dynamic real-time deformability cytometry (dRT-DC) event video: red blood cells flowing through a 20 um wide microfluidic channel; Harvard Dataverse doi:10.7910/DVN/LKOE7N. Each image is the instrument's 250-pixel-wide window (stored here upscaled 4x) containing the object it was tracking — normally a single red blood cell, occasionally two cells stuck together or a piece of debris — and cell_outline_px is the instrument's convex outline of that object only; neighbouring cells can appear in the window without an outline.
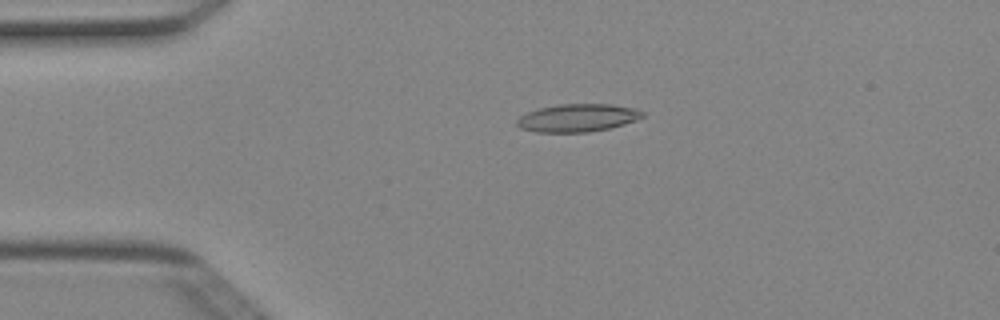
{"species": "Egyptian fruit bat (a non-hibernating species)", "species_latin": "Rousettus aegyptiacus", "temperature_condition": "cold", "stored_images_in_passage": 50, "camera_frame_rate_fps": 3000, "um_per_image_px": 0.085, "animal": {"sex": "female"}, "frame": {"image": 1, "passage_image": 11, "time_ms": 3.333, "image_size_px": [1000, 320], "cell_outline_px": [[644, 116], [636, 120], [624, 124], [608, 128], [588, 132], [536, 132], [520, 128], [516, 124], [516, 120], [520, 116], [528, 112], [540, 108], [560, 104], [612, 104], [636, 108], [644, 112]], "centroid_in_image_um": [49.1, 10.01], "position_along_channel_um": 35.9, "area_um2": 20.35}}
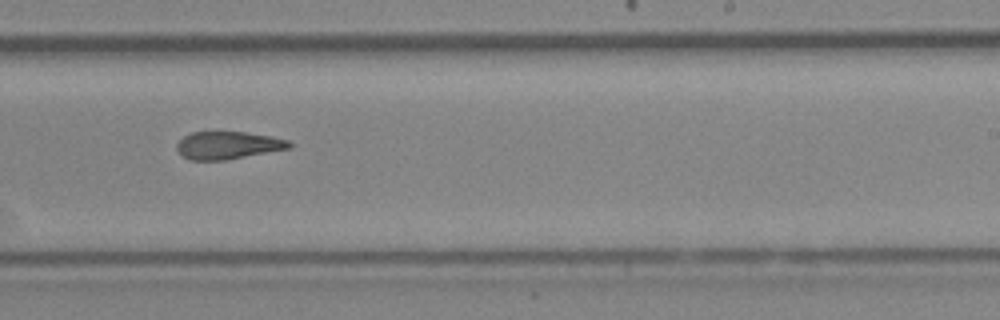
{"frame": {"image": 2, "passage_image": 31, "time_ms": 10.0, "image_size_px": [1000, 320], "cell_outline_px": [[292, 148], [228, 160], [188, 160], [176, 148], [176, 144], [184, 136], [192, 132], [244, 132], [272, 136], [288, 140], [292, 144]], "centroid_in_image_um": [19.41, 12.36], "position_along_channel_um": 269.6, "area_um2": 18.21}}
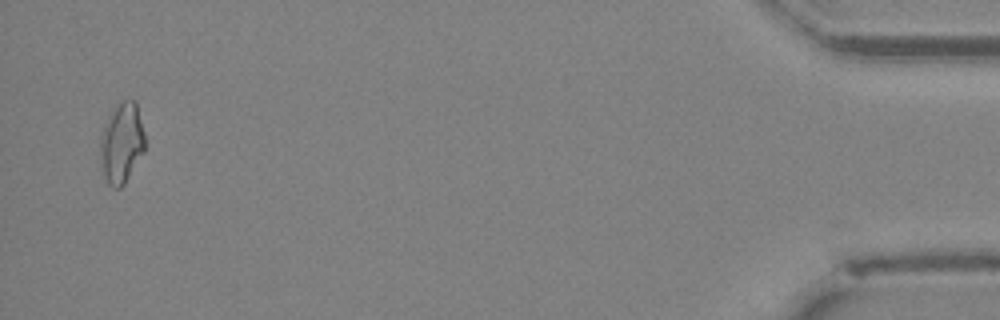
{"frame": {"image": 3, "passage_image": 49, "time_ms": 16.0, "image_size_px": [1000, 320], "cell_outline_px": [[144, 152], [124, 184], [120, 188], [112, 188], [108, 184], [104, 176], [100, 164], [100, 140], [104, 124], [108, 116], [116, 104], [124, 100], [136, 100], [144, 132]], "centroid_in_image_um": [10.33, 12.15], "position_along_channel_um": 424.9, "area_um2": 21.1}, "authors_computed_cell_mechanics": {"area_um2": 19.3341, "velocity_mm_per_s": 4.0244, "shape_relaxation_time_tau1_ms": null, "shape_relaxation_time_tau2_ms": 2.8258, "deformation_change_tau1": null, "deformation_change_tau2": 0.1097}}